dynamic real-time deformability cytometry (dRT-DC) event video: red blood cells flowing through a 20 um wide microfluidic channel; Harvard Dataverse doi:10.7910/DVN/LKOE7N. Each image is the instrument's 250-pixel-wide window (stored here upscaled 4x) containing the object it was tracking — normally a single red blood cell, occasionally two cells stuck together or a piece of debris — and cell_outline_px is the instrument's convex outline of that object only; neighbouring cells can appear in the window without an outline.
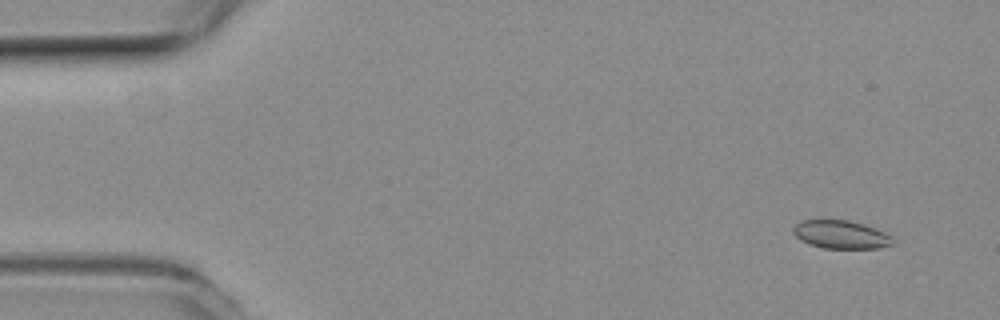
{"species": "common noctule bat (a hibernating species)", "species_latin": "Nyctalus noctula", "temperature_condition": "room temperature", "stored_images_in_passage": 4, "camera_frame_rate_fps": 3000, "um_per_image_px": 0.085, "animal": {"sex": "female", "body_mass_g": 19.3, "forearm_length_mm": 54.1}, "frame": {"image": 1, "passage_image": 1, "time_ms": 0.0, "image_size_px": [1000, 320], "cell_outline_px": [[896, 244], [880, 248], [824, 248], [808, 244], [800, 240], [792, 232], [792, 228], [800, 220], [848, 220], [864, 224], [876, 228], [892, 236], [896, 240]], "centroid_in_image_um": [71.51, 19.94], "position_along_channel_um": 13.5, "area_um2": 16.65}}